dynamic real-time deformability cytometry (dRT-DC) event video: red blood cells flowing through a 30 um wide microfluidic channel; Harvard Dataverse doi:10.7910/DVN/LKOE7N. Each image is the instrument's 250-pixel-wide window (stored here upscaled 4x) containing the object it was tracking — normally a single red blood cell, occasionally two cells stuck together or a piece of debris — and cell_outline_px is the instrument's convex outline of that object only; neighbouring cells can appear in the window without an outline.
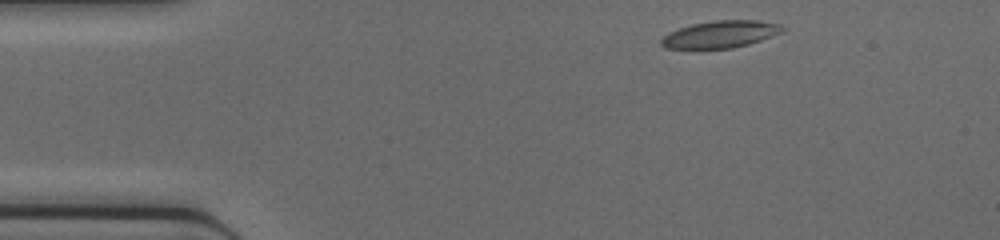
{"species": "common noctule bat (a hibernating species)", "species_latin": "Nyctalus noctula", "temperature_condition": "cold", "stored_images_in_passage": 41, "camera_frame_rate_fps": 3000, "um_per_image_px": 0.085, "animal": {"sex": "female", "body_mass_g": 17.0, "forearm_length_mm": 48.0}, "frame": {"image": 1, "passage_image": 2, "time_ms": 0.333, "image_size_px": [1000, 240], "cell_outline_px": [[788, 28], [784, 32], [748, 44], [732, 48], [664, 48], [660, 44], [660, 40], [668, 32], [692, 24], [716, 20], [756, 20], [780, 24]], "centroid_in_image_um": [61.27, 2.9], "position_along_channel_um": 23.7, "area_um2": 19.13}}
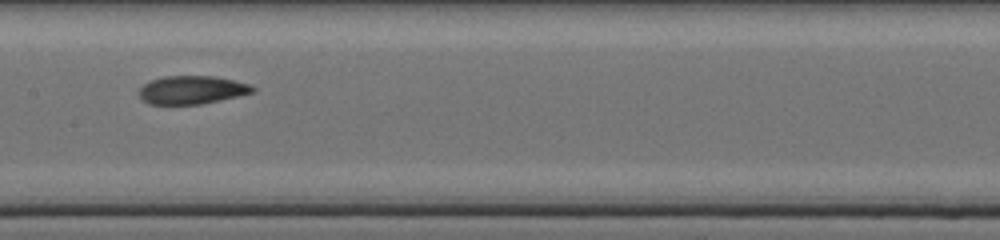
{"frame": {"image": 2, "passage_image": 18, "time_ms": 5.667, "image_size_px": [1000, 240], "cell_outline_px": [[256, 92], [200, 104], [148, 104], [140, 96], [140, 88], [144, 84], [152, 80], [164, 76], [216, 76], [248, 84], [256, 88]], "centroid_in_image_um": [16.33, 7.64], "position_along_channel_um": 191.1, "area_um2": 18.5}}
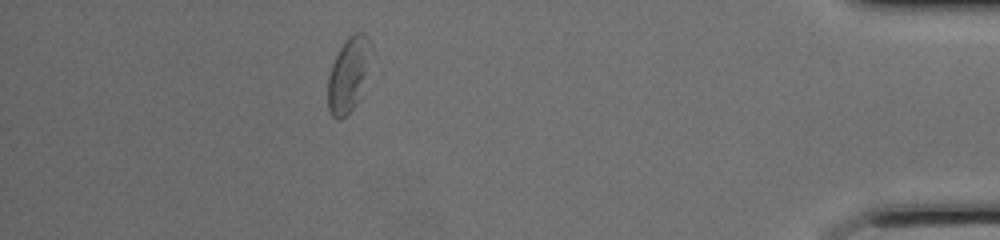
{"frame": {"image": 3, "passage_image": 36, "time_ms": 11.667, "image_size_px": [1000, 240], "cell_outline_px": [[372, 44], [364, 76], [356, 104], [340, 120], [336, 120], [332, 116], [328, 108], [328, 76], [332, 64], [340, 48], [348, 36], [356, 32], [364, 32], [368, 36]], "centroid_in_image_um": [29.58, 6.31], "position_along_channel_um": 405.6, "area_um2": 18.09}}